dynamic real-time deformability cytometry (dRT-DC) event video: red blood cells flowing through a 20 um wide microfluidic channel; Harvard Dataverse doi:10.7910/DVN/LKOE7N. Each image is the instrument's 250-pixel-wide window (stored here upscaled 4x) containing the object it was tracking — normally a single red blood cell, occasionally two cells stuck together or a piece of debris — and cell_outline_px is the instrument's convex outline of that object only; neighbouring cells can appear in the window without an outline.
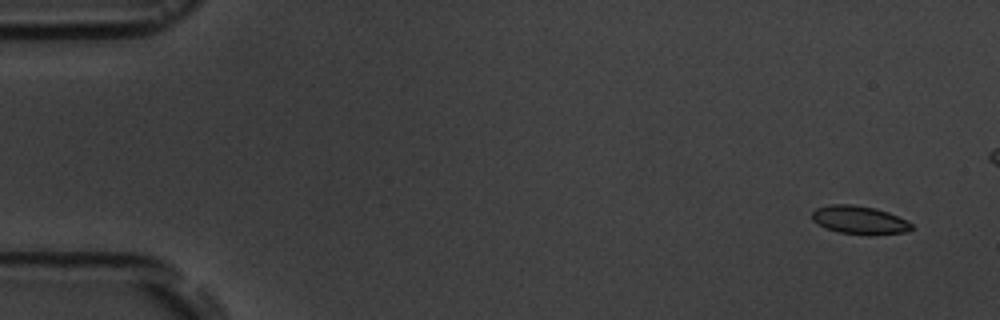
{"species": "common noctule bat (a hibernating species)", "species_latin": "Nyctalus noctula", "temperature_condition": "room temperature", "stored_images_in_passage": 6, "camera_frame_rate_fps": 3000, "um_per_image_px": 0.085, "animal": {"sex": "male", "body_mass_g": 19.5, "forearm_length_mm": 54.6}, "frame": {"image": 1, "passage_image": 1, "time_ms": 0.0, "image_size_px": [1000, 320], "cell_outline_px": [[916, 228], [908, 232], [868, 236], [836, 232], [824, 228], [812, 220], [812, 212], [816, 208], [832, 204], [852, 204], [876, 208], [888, 212], [908, 220]], "centroid_in_image_um": [73.09, 18.72], "position_along_channel_um": 11.9, "area_um2": 16.94}}